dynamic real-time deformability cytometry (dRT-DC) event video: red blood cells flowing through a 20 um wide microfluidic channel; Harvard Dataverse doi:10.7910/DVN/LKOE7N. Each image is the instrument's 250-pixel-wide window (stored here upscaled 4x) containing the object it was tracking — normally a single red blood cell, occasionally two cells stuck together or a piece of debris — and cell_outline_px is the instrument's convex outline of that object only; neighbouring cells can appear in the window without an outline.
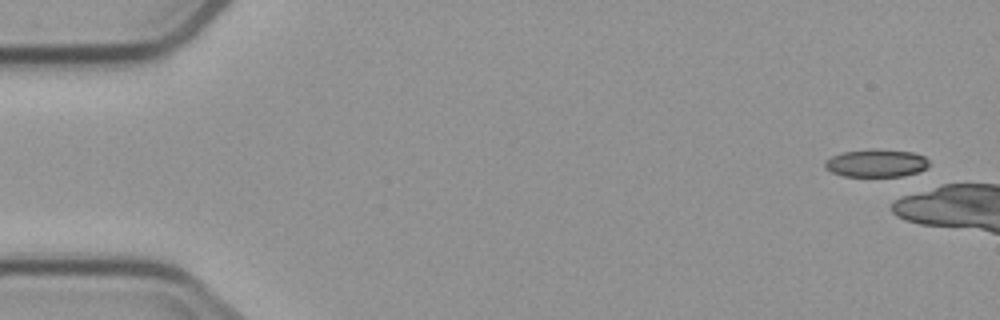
{"species": "common noctule bat (a hibernating species)", "species_latin": "Nyctalus noctula", "temperature_condition": "cold", "stored_images_in_passage": 1, "camera_frame_rate_fps": 3000, "um_per_image_px": 0.085, "animal": {"sex": "male", "body_mass_g": 23.1, "forearm_length_mm": 52.7}, "frame": {"image": 1, "passage_image": 1, "time_ms": 0.0, "image_size_px": [1000, 320], "cell_outline_px": [[928, 168], [904, 176], [844, 176], [832, 172], [824, 168], [824, 160], [832, 156], [844, 152], [872, 148], [912, 152], [924, 156], [928, 160]], "centroid_in_image_um": [74.46, 13.86], "position_along_channel_um": 10.5, "area_um2": 16.94}}